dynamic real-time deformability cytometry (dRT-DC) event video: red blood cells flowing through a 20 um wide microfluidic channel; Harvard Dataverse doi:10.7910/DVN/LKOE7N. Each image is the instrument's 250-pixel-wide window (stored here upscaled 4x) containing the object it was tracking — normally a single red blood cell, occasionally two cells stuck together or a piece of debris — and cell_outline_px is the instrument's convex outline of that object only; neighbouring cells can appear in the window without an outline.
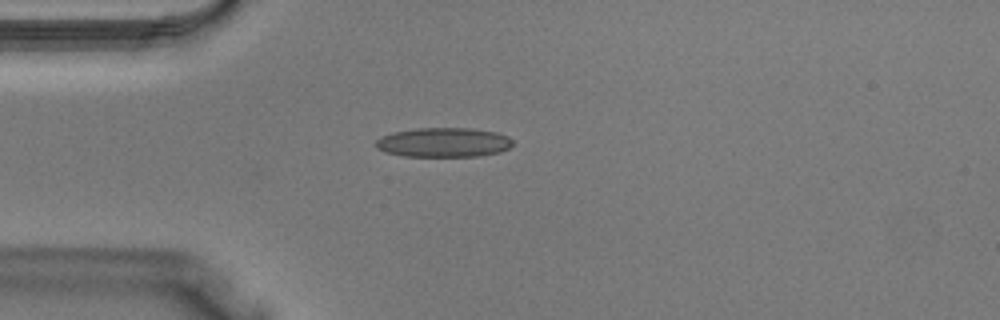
{"species": "Egyptian fruit bat (a non-hibernating species)", "species_latin": "Rousettus aegyptiacus", "temperature_condition": "warm", "stored_images_in_passage": 34, "camera_frame_rate_fps": 3000, "um_per_image_px": 0.085, "animal": {"sex": "male"}, "frame": {"image": 1, "passage_image": 6, "time_ms": 1.667, "image_size_px": [1000, 320], "cell_outline_px": [[512, 144], [508, 148], [500, 152], [476, 156], [404, 156], [384, 152], [376, 148], [376, 140], [384, 136], [396, 132], [416, 128], [472, 128], [496, 132], [508, 136], [512, 140]], "centroid_in_image_um": [37.72, 12.1], "position_along_channel_um": 47.3, "area_um2": 23.35}}
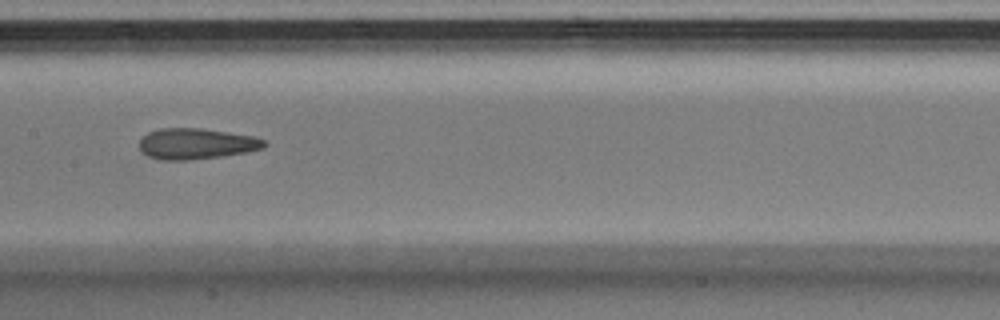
{"frame": {"image": 2, "passage_image": 15, "time_ms": 4.667, "image_size_px": [1000, 320], "cell_outline_px": [[268, 144], [264, 148], [244, 152], [220, 156], [184, 160], [160, 160], [148, 156], [140, 152], [140, 140], [148, 132], [160, 128], [200, 128], [256, 136], [264, 140]], "centroid_in_image_um": [16.67, 12.21], "position_along_channel_um": 190.7, "area_um2": 22.43}}
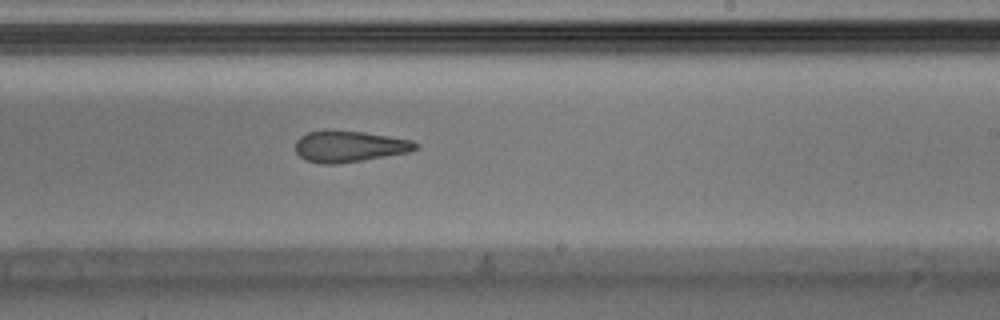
{"frame": {"image": 3, "passage_image": 19, "time_ms": 6.0, "image_size_px": [1000, 320], "cell_outline_px": [[420, 144], [416, 148], [408, 152], [336, 164], [320, 164], [304, 160], [296, 152], [296, 140], [300, 136], [308, 132], [324, 128], [328, 128], [364, 132], [412, 140]], "centroid_in_image_um": [29.63, 12.41], "position_along_channel_um": 259.4, "area_um2": 22.14}}